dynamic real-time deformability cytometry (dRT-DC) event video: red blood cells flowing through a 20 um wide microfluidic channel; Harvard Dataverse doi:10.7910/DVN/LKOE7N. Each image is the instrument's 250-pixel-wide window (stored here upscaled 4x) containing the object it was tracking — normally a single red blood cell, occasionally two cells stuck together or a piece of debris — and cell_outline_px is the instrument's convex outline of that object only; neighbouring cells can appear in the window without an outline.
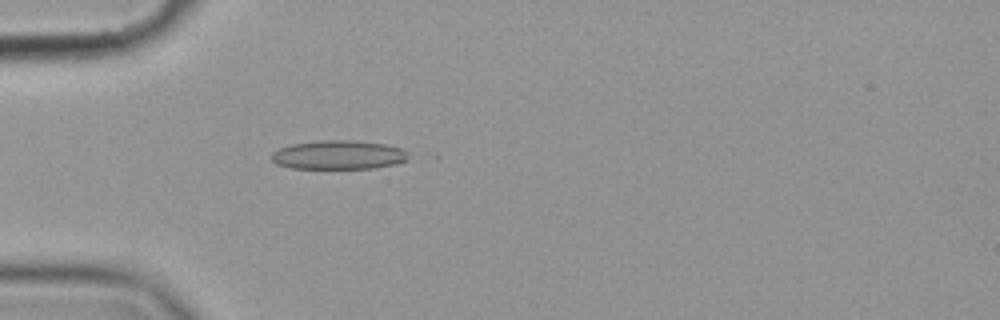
{"species": "common noctule bat (a hibernating species)", "species_latin": "Nyctalus noctula", "temperature_condition": "cold", "stored_images_in_passage": 8, "camera_frame_rate_fps": 3000, "um_per_image_px": 0.085, "animal": {"sex": "female", "body_mass_g": 19.9}, "frame": {"image": 1, "passage_image": 7, "time_ms": 2.0, "image_size_px": [1000, 320], "cell_outline_px": [[408, 156], [404, 160], [396, 164], [372, 168], [292, 168], [276, 164], [268, 156], [272, 152], [280, 148], [292, 144], [320, 140], [352, 140], [388, 144], [400, 148], [408, 152]], "centroid_in_image_um": [28.74, 13.16], "position_along_channel_um": 56.3, "area_um2": 23.12}}